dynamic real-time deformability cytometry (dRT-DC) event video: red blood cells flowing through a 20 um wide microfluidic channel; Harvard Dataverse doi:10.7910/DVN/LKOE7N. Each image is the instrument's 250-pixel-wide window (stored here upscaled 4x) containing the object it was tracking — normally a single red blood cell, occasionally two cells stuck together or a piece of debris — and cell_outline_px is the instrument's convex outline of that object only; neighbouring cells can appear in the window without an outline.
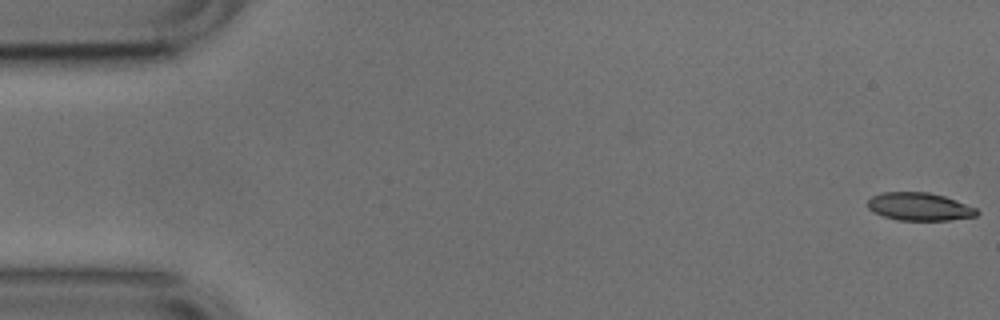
{"species": "common noctule bat (a hibernating species)", "species_latin": "Nyctalus noctula", "temperature_condition": "cold", "stored_images_in_passage": 53, "camera_frame_rate_fps": 3000, "um_per_image_px": 0.085, "animal": {"sex": "male", "body_mass_g": 17.9, "forearm_length_mm": 54.2}, "frame": {"image": 1, "passage_image": 1, "time_ms": 0.0, "image_size_px": [1000, 320], "cell_outline_px": [[980, 212], [976, 216], [948, 220], [896, 220], [872, 212], [868, 208], [868, 200], [872, 196], [880, 192], [928, 192], [944, 196], [956, 200], [976, 208]], "centroid_in_image_um": [78.13, 17.56], "position_along_channel_um": 6.9, "area_um2": 17.8}}
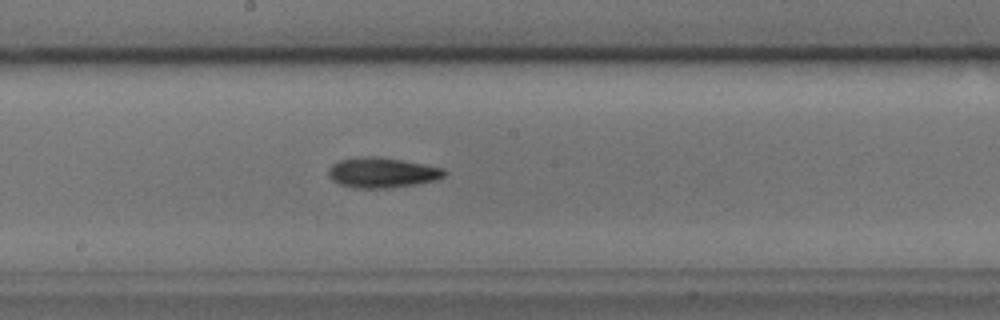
{"frame": {"image": 2, "passage_image": 28, "time_ms": 9.0, "image_size_px": [1000, 320], "cell_outline_px": [[448, 172], [444, 176], [436, 180], [420, 184], [384, 188], [352, 188], [340, 184], [332, 180], [328, 176], [328, 168], [332, 164], [340, 160], [364, 156], [376, 156], [424, 164], [444, 168]], "centroid_in_image_um": [32.48, 14.68], "position_along_channel_um": 215.7, "area_um2": 20.52}}
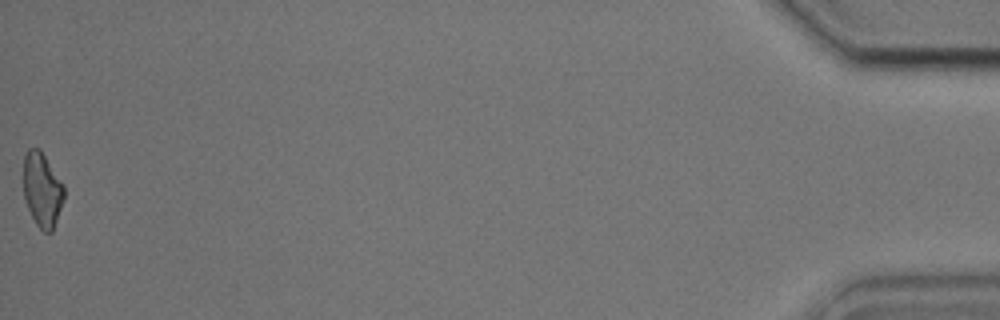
{"frame": {"image": 3, "passage_image": 53, "time_ms": 17.333, "image_size_px": [1000, 320], "cell_outline_px": [[64, 196], [52, 232], [44, 232], [36, 224], [28, 208], [24, 196], [24, 156], [28, 148], [40, 148], [64, 184]], "centroid_in_image_um": [3.59, 16.09], "position_along_channel_um": 431.6, "area_um2": 17.46}, "authors_computed_cell_mechanics": {"area_um2": 18.6694, "velocity_mm_per_s": 3.7865, "shape_relaxation_time_tau1_ms": 3.4542, "shape_relaxation_time_tau2_ms": null, "deformation_change_tau1": 0.1238, "deformation_change_tau2": null}}